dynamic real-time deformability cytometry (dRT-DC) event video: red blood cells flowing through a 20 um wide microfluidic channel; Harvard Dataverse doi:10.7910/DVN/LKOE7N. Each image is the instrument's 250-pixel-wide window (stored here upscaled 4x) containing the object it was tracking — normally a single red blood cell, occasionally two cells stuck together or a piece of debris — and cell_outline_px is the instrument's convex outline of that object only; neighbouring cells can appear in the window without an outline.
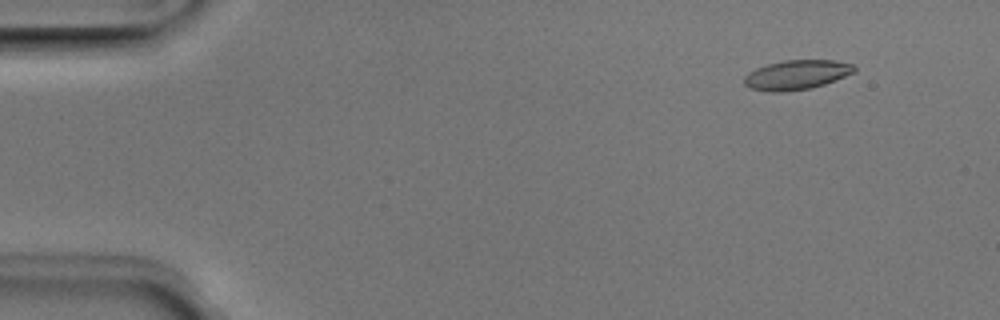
{"species": "Egyptian fruit bat (a non-hibernating species)", "species_latin": "Rousettus aegyptiacus", "temperature_condition": "room temperature", "stored_images_in_passage": 51, "camera_frame_rate_fps": 3000, "um_per_image_px": 0.085, "animal": {"sex": "male"}, "frame": {"image": 1, "passage_image": 5, "time_ms": 1.333, "image_size_px": [1000, 320], "cell_outline_px": [[856, 72], [824, 84], [808, 88], [784, 92], [772, 92], [748, 88], [744, 84], [744, 76], [748, 72], [756, 68], [768, 64], [784, 60], [832, 60], [852, 64], [856, 68]], "centroid_in_image_um": [67.68, 6.36], "position_along_channel_um": 17.3, "area_um2": 18.9}}
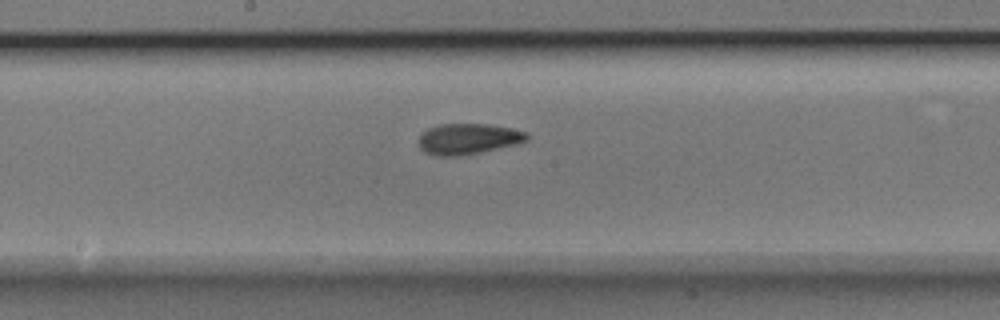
{"frame": {"image": 2, "passage_image": 27, "time_ms": 8.667, "image_size_px": [1000, 320], "cell_outline_px": [[528, 140], [516, 144], [480, 152], [460, 156], [436, 156], [424, 152], [420, 148], [420, 136], [428, 128], [440, 124], [484, 124], [512, 128], [528, 132]], "centroid_in_image_um": [39.8, 11.81], "position_along_channel_um": 208.4, "area_um2": 19.31}}
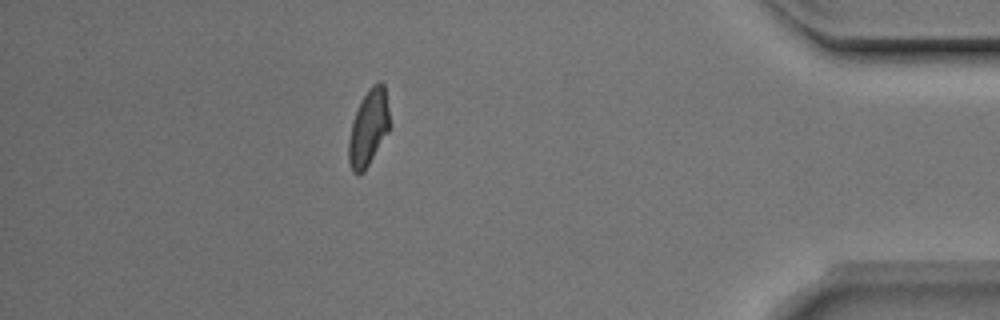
{"frame": {"image": 3, "passage_image": 45, "time_ms": 14.667, "image_size_px": [1000, 320], "cell_outline_px": [[388, 132], [364, 172], [360, 176], [356, 176], [352, 172], [348, 160], [348, 140], [352, 120], [368, 88], [372, 84], [380, 80], [384, 84], [388, 108]], "centroid_in_image_um": [31.29, 10.91], "position_along_channel_um": 403.9, "area_um2": 18.15}, "authors_computed_cell_mechanics": {"area_um2": 18.6116, "velocity_mm_per_s": 3.9883, "shape_relaxation_time_tau1_ms": 4.6668, "shape_relaxation_time_tau2_ms": 1.8808, "deformation_change_tau1": 0.1548, "deformation_change_tau2": 0.0828}}